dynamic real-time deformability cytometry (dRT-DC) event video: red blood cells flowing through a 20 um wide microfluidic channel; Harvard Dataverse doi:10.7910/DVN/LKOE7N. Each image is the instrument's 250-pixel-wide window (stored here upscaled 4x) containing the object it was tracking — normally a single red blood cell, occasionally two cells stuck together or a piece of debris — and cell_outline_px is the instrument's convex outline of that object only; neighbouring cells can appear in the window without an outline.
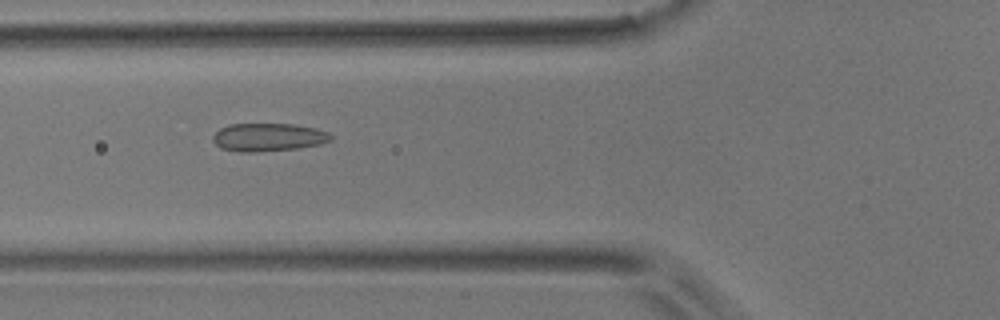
{"species": "common noctule bat (a hibernating species)", "species_latin": "Nyctalus noctula", "temperature_condition": "room temperature", "stored_images_in_passage": 52, "camera_frame_rate_fps": 3000, "um_per_image_px": 0.085, "animal": {"sex": "male", "body_mass_g": 17.9}, "frame": {"image": 1, "passage_image": 19, "time_ms": 6.0, "image_size_px": [1000, 320], "cell_outline_px": [[332, 140], [320, 144], [300, 148], [256, 152], [240, 152], [220, 148], [212, 140], [212, 136], [220, 128], [228, 124], [292, 124], [316, 128], [328, 132], [332, 136]], "centroid_in_image_um": [22.8, 11.67], "position_along_channel_um": 103.0, "area_um2": 19.42}}
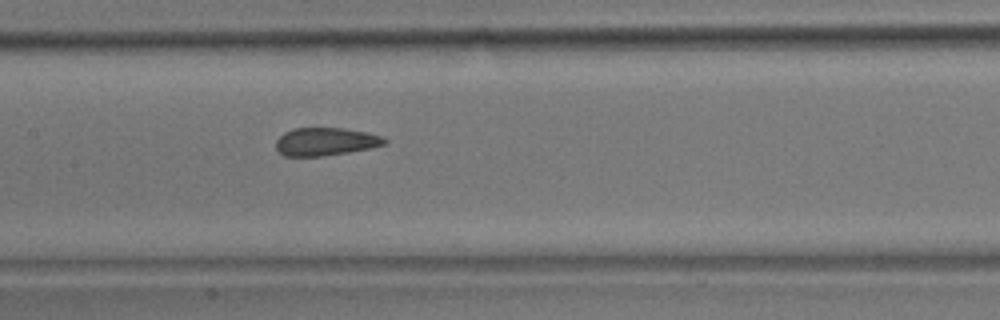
{"frame": {"image": 2, "passage_image": 25, "time_ms": 8.0, "image_size_px": [1000, 320], "cell_outline_px": [[388, 144], [372, 148], [324, 156], [284, 156], [276, 148], [276, 140], [284, 132], [292, 128], [344, 128], [384, 136], [388, 140]], "centroid_in_image_um": [27.71, 12.04], "position_along_channel_um": 179.7, "area_um2": 17.86}}
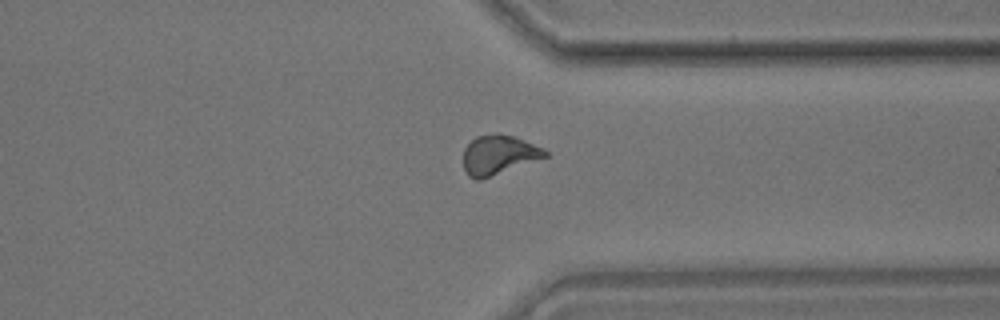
{"frame": {"image": 3, "passage_image": 40, "time_ms": 13.0, "image_size_px": [1000, 320], "cell_outline_px": [[548, 156], [480, 180], [476, 180], [468, 176], [464, 168], [464, 148], [476, 136], [496, 132], [512, 136], [544, 148], [548, 152]], "centroid_in_image_um": [42.37, 13.15], "position_along_channel_um": 369.0, "area_um2": 18.67}, "authors_computed_cell_mechanics": {"area_um2": 18.6694, "velocity_mm_per_s": 3.8157, "shape_relaxation_time_tau1_ms": 6.6316, "shape_relaxation_time_tau2_ms": 1.2305, "deformation_change_tau1": 0.1527, "deformation_change_tau2": 0.072}}